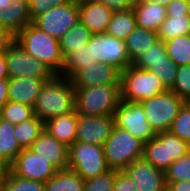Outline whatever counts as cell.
<instances>
[{
    "mask_svg": "<svg viewBox=\"0 0 190 191\" xmlns=\"http://www.w3.org/2000/svg\"><path fill=\"white\" fill-rule=\"evenodd\" d=\"M123 171L133 182L136 191H167L165 172L144 157L133 161Z\"/></svg>",
    "mask_w": 190,
    "mask_h": 191,
    "instance_id": "cell-14",
    "label": "cell"
},
{
    "mask_svg": "<svg viewBox=\"0 0 190 191\" xmlns=\"http://www.w3.org/2000/svg\"><path fill=\"white\" fill-rule=\"evenodd\" d=\"M91 35L92 33L81 22L75 24L58 40L64 59L73 51L86 46Z\"/></svg>",
    "mask_w": 190,
    "mask_h": 191,
    "instance_id": "cell-26",
    "label": "cell"
},
{
    "mask_svg": "<svg viewBox=\"0 0 190 191\" xmlns=\"http://www.w3.org/2000/svg\"><path fill=\"white\" fill-rule=\"evenodd\" d=\"M178 66L170 58L166 57L158 63L151 64L149 71L155 73L162 81V84L167 90H171L175 82Z\"/></svg>",
    "mask_w": 190,
    "mask_h": 191,
    "instance_id": "cell-35",
    "label": "cell"
},
{
    "mask_svg": "<svg viewBox=\"0 0 190 191\" xmlns=\"http://www.w3.org/2000/svg\"><path fill=\"white\" fill-rule=\"evenodd\" d=\"M79 20V5L65 3L61 6L51 7L46 13L37 16L32 23L59 40Z\"/></svg>",
    "mask_w": 190,
    "mask_h": 191,
    "instance_id": "cell-12",
    "label": "cell"
},
{
    "mask_svg": "<svg viewBox=\"0 0 190 191\" xmlns=\"http://www.w3.org/2000/svg\"><path fill=\"white\" fill-rule=\"evenodd\" d=\"M137 27L133 8L114 12L106 33L116 38L126 39Z\"/></svg>",
    "mask_w": 190,
    "mask_h": 191,
    "instance_id": "cell-27",
    "label": "cell"
},
{
    "mask_svg": "<svg viewBox=\"0 0 190 191\" xmlns=\"http://www.w3.org/2000/svg\"><path fill=\"white\" fill-rule=\"evenodd\" d=\"M114 127L113 115L85 116L78 114L76 141L103 146Z\"/></svg>",
    "mask_w": 190,
    "mask_h": 191,
    "instance_id": "cell-15",
    "label": "cell"
},
{
    "mask_svg": "<svg viewBox=\"0 0 190 191\" xmlns=\"http://www.w3.org/2000/svg\"><path fill=\"white\" fill-rule=\"evenodd\" d=\"M0 79H9L8 72H7L5 53L0 54Z\"/></svg>",
    "mask_w": 190,
    "mask_h": 191,
    "instance_id": "cell-47",
    "label": "cell"
},
{
    "mask_svg": "<svg viewBox=\"0 0 190 191\" xmlns=\"http://www.w3.org/2000/svg\"><path fill=\"white\" fill-rule=\"evenodd\" d=\"M78 113L72 111L65 115L55 116L44 122V130L60 143L70 147L76 141Z\"/></svg>",
    "mask_w": 190,
    "mask_h": 191,
    "instance_id": "cell-22",
    "label": "cell"
},
{
    "mask_svg": "<svg viewBox=\"0 0 190 191\" xmlns=\"http://www.w3.org/2000/svg\"><path fill=\"white\" fill-rule=\"evenodd\" d=\"M166 183L190 180V151L165 171Z\"/></svg>",
    "mask_w": 190,
    "mask_h": 191,
    "instance_id": "cell-37",
    "label": "cell"
},
{
    "mask_svg": "<svg viewBox=\"0 0 190 191\" xmlns=\"http://www.w3.org/2000/svg\"><path fill=\"white\" fill-rule=\"evenodd\" d=\"M87 45L90 48L91 59H95L96 62L111 65L120 72L132 65L124 39L106 32L92 34Z\"/></svg>",
    "mask_w": 190,
    "mask_h": 191,
    "instance_id": "cell-9",
    "label": "cell"
},
{
    "mask_svg": "<svg viewBox=\"0 0 190 191\" xmlns=\"http://www.w3.org/2000/svg\"><path fill=\"white\" fill-rule=\"evenodd\" d=\"M167 15L188 16L189 0H172L167 6Z\"/></svg>",
    "mask_w": 190,
    "mask_h": 191,
    "instance_id": "cell-42",
    "label": "cell"
},
{
    "mask_svg": "<svg viewBox=\"0 0 190 191\" xmlns=\"http://www.w3.org/2000/svg\"><path fill=\"white\" fill-rule=\"evenodd\" d=\"M65 0H28L32 21L39 15L46 13L51 7L64 5Z\"/></svg>",
    "mask_w": 190,
    "mask_h": 191,
    "instance_id": "cell-40",
    "label": "cell"
},
{
    "mask_svg": "<svg viewBox=\"0 0 190 191\" xmlns=\"http://www.w3.org/2000/svg\"><path fill=\"white\" fill-rule=\"evenodd\" d=\"M115 170L110 169L99 176L84 180V191H113Z\"/></svg>",
    "mask_w": 190,
    "mask_h": 191,
    "instance_id": "cell-39",
    "label": "cell"
},
{
    "mask_svg": "<svg viewBox=\"0 0 190 191\" xmlns=\"http://www.w3.org/2000/svg\"><path fill=\"white\" fill-rule=\"evenodd\" d=\"M45 191H84V179L71 169L59 170L45 183Z\"/></svg>",
    "mask_w": 190,
    "mask_h": 191,
    "instance_id": "cell-25",
    "label": "cell"
},
{
    "mask_svg": "<svg viewBox=\"0 0 190 191\" xmlns=\"http://www.w3.org/2000/svg\"><path fill=\"white\" fill-rule=\"evenodd\" d=\"M0 191H45V183L16 176L8 168L0 184Z\"/></svg>",
    "mask_w": 190,
    "mask_h": 191,
    "instance_id": "cell-31",
    "label": "cell"
},
{
    "mask_svg": "<svg viewBox=\"0 0 190 191\" xmlns=\"http://www.w3.org/2000/svg\"><path fill=\"white\" fill-rule=\"evenodd\" d=\"M121 100L143 102L167 91L153 72L129 65L121 72Z\"/></svg>",
    "mask_w": 190,
    "mask_h": 191,
    "instance_id": "cell-4",
    "label": "cell"
},
{
    "mask_svg": "<svg viewBox=\"0 0 190 191\" xmlns=\"http://www.w3.org/2000/svg\"><path fill=\"white\" fill-rule=\"evenodd\" d=\"M69 79L73 87L120 85L121 72L111 65L96 62L77 70Z\"/></svg>",
    "mask_w": 190,
    "mask_h": 191,
    "instance_id": "cell-16",
    "label": "cell"
},
{
    "mask_svg": "<svg viewBox=\"0 0 190 191\" xmlns=\"http://www.w3.org/2000/svg\"><path fill=\"white\" fill-rule=\"evenodd\" d=\"M113 11L95 0L79 5V22L92 34L105 33Z\"/></svg>",
    "mask_w": 190,
    "mask_h": 191,
    "instance_id": "cell-19",
    "label": "cell"
},
{
    "mask_svg": "<svg viewBox=\"0 0 190 191\" xmlns=\"http://www.w3.org/2000/svg\"><path fill=\"white\" fill-rule=\"evenodd\" d=\"M52 78L16 77L8 79V99L29 106H34L37 96L46 81Z\"/></svg>",
    "mask_w": 190,
    "mask_h": 191,
    "instance_id": "cell-18",
    "label": "cell"
},
{
    "mask_svg": "<svg viewBox=\"0 0 190 191\" xmlns=\"http://www.w3.org/2000/svg\"><path fill=\"white\" fill-rule=\"evenodd\" d=\"M103 148L108 167L123 171L133 161L143 158L144 142L115 126Z\"/></svg>",
    "mask_w": 190,
    "mask_h": 191,
    "instance_id": "cell-5",
    "label": "cell"
},
{
    "mask_svg": "<svg viewBox=\"0 0 190 191\" xmlns=\"http://www.w3.org/2000/svg\"><path fill=\"white\" fill-rule=\"evenodd\" d=\"M168 131L190 145V102L183 105Z\"/></svg>",
    "mask_w": 190,
    "mask_h": 191,
    "instance_id": "cell-36",
    "label": "cell"
},
{
    "mask_svg": "<svg viewBox=\"0 0 190 191\" xmlns=\"http://www.w3.org/2000/svg\"><path fill=\"white\" fill-rule=\"evenodd\" d=\"M188 16L190 18V0H189V12H188Z\"/></svg>",
    "mask_w": 190,
    "mask_h": 191,
    "instance_id": "cell-52",
    "label": "cell"
},
{
    "mask_svg": "<svg viewBox=\"0 0 190 191\" xmlns=\"http://www.w3.org/2000/svg\"><path fill=\"white\" fill-rule=\"evenodd\" d=\"M171 91L186 102H190V64L178 66Z\"/></svg>",
    "mask_w": 190,
    "mask_h": 191,
    "instance_id": "cell-38",
    "label": "cell"
},
{
    "mask_svg": "<svg viewBox=\"0 0 190 191\" xmlns=\"http://www.w3.org/2000/svg\"><path fill=\"white\" fill-rule=\"evenodd\" d=\"M8 90V79H0V111L2 107L9 101Z\"/></svg>",
    "mask_w": 190,
    "mask_h": 191,
    "instance_id": "cell-45",
    "label": "cell"
},
{
    "mask_svg": "<svg viewBox=\"0 0 190 191\" xmlns=\"http://www.w3.org/2000/svg\"><path fill=\"white\" fill-rule=\"evenodd\" d=\"M166 57L167 54L164 42L159 39L150 47V49L138 56L132 62V65L138 69L148 70L151 67V64L158 63L159 61L164 60Z\"/></svg>",
    "mask_w": 190,
    "mask_h": 191,
    "instance_id": "cell-34",
    "label": "cell"
},
{
    "mask_svg": "<svg viewBox=\"0 0 190 191\" xmlns=\"http://www.w3.org/2000/svg\"><path fill=\"white\" fill-rule=\"evenodd\" d=\"M67 168L77 172L84 180L110 170L103 146L79 141L69 147Z\"/></svg>",
    "mask_w": 190,
    "mask_h": 191,
    "instance_id": "cell-7",
    "label": "cell"
},
{
    "mask_svg": "<svg viewBox=\"0 0 190 191\" xmlns=\"http://www.w3.org/2000/svg\"><path fill=\"white\" fill-rule=\"evenodd\" d=\"M34 116L33 107L19 102L8 101L0 111V117L17 125Z\"/></svg>",
    "mask_w": 190,
    "mask_h": 191,
    "instance_id": "cell-33",
    "label": "cell"
},
{
    "mask_svg": "<svg viewBox=\"0 0 190 191\" xmlns=\"http://www.w3.org/2000/svg\"><path fill=\"white\" fill-rule=\"evenodd\" d=\"M163 42L179 36L190 35V18L182 15H167L157 31Z\"/></svg>",
    "mask_w": 190,
    "mask_h": 191,
    "instance_id": "cell-29",
    "label": "cell"
},
{
    "mask_svg": "<svg viewBox=\"0 0 190 191\" xmlns=\"http://www.w3.org/2000/svg\"><path fill=\"white\" fill-rule=\"evenodd\" d=\"M133 11L138 27L155 32L167 17L166 6L152 0H134Z\"/></svg>",
    "mask_w": 190,
    "mask_h": 191,
    "instance_id": "cell-21",
    "label": "cell"
},
{
    "mask_svg": "<svg viewBox=\"0 0 190 191\" xmlns=\"http://www.w3.org/2000/svg\"><path fill=\"white\" fill-rule=\"evenodd\" d=\"M11 2V0H0V10L3 8V7H6L7 5H9Z\"/></svg>",
    "mask_w": 190,
    "mask_h": 191,
    "instance_id": "cell-50",
    "label": "cell"
},
{
    "mask_svg": "<svg viewBox=\"0 0 190 191\" xmlns=\"http://www.w3.org/2000/svg\"><path fill=\"white\" fill-rule=\"evenodd\" d=\"M113 117L116 127L127 130L144 143L156 136V133L147 122L140 102L121 100L113 113Z\"/></svg>",
    "mask_w": 190,
    "mask_h": 191,
    "instance_id": "cell-11",
    "label": "cell"
},
{
    "mask_svg": "<svg viewBox=\"0 0 190 191\" xmlns=\"http://www.w3.org/2000/svg\"><path fill=\"white\" fill-rule=\"evenodd\" d=\"M7 170L8 166L0 159V184L3 181Z\"/></svg>",
    "mask_w": 190,
    "mask_h": 191,
    "instance_id": "cell-48",
    "label": "cell"
},
{
    "mask_svg": "<svg viewBox=\"0 0 190 191\" xmlns=\"http://www.w3.org/2000/svg\"><path fill=\"white\" fill-rule=\"evenodd\" d=\"M32 23L28 0H11L0 10V26L16 36L24 27Z\"/></svg>",
    "mask_w": 190,
    "mask_h": 191,
    "instance_id": "cell-20",
    "label": "cell"
},
{
    "mask_svg": "<svg viewBox=\"0 0 190 191\" xmlns=\"http://www.w3.org/2000/svg\"><path fill=\"white\" fill-rule=\"evenodd\" d=\"M15 125L0 117V159L9 167L23 150L14 136Z\"/></svg>",
    "mask_w": 190,
    "mask_h": 191,
    "instance_id": "cell-24",
    "label": "cell"
},
{
    "mask_svg": "<svg viewBox=\"0 0 190 191\" xmlns=\"http://www.w3.org/2000/svg\"><path fill=\"white\" fill-rule=\"evenodd\" d=\"M167 191H190V180L167 183Z\"/></svg>",
    "mask_w": 190,
    "mask_h": 191,
    "instance_id": "cell-46",
    "label": "cell"
},
{
    "mask_svg": "<svg viewBox=\"0 0 190 191\" xmlns=\"http://www.w3.org/2000/svg\"><path fill=\"white\" fill-rule=\"evenodd\" d=\"M75 110L80 115H113L121 101L120 85L74 87Z\"/></svg>",
    "mask_w": 190,
    "mask_h": 191,
    "instance_id": "cell-3",
    "label": "cell"
},
{
    "mask_svg": "<svg viewBox=\"0 0 190 191\" xmlns=\"http://www.w3.org/2000/svg\"><path fill=\"white\" fill-rule=\"evenodd\" d=\"M190 151V145L169 131L156 133L144 143L143 157L157 169L165 172L168 167Z\"/></svg>",
    "mask_w": 190,
    "mask_h": 191,
    "instance_id": "cell-6",
    "label": "cell"
},
{
    "mask_svg": "<svg viewBox=\"0 0 190 191\" xmlns=\"http://www.w3.org/2000/svg\"><path fill=\"white\" fill-rule=\"evenodd\" d=\"M159 40L155 31L136 27L124 40L131 63Z\"/></svg>",
    "mask_w": 190,
    "mask_h": 191,
    "instance_id": "cell-23",
    "label": "cell"
},
{
    "mask_svg": "<svg viewBox=\"0 0 190 191\" xmlns=\"http://www.w3.org/2000/svg\"><path fill=\"white\" fill-rule=\"evenodd\" d=\"M166 54L177 66L190 64V35L179 36L164 42Z\"/></svg>",
    "mask_w": 190,
    "mask_h": 191,
    "instance_id": "cell-30",
    "label": "cell"
},
{
    "mask_svg": "<svg viewBox=\"0 0 190 191\" xmlns=\"http://www.w3.org/2000/svg\"><path fill=\"white\" fill-rule=\"evenodd\" d=\"M15 41V36L0 26V54H4Z\"/></svg>",
    "mask_w": 190,
    "mask_h": 191,
    "instance_id": "cell-44",
    "label": "cell"
},
{
    "mask_svg": "<svg viewBox=\"0 0 190 191\" xmlns=\"http://www.w3.org/2000/svg\"><path fill=\"white\" fill-rule=\"evenodd\" d=\"M113 191H136V189L124 171L115 170V185Z\"/></svg>",
    "mask_w": 190,
    "mask_h": 191,
    "instance_id": "cell-41",
    "label": "cell"
},
{
    "mask_svg": "<svg viewBox=\"0 0 190 191\" xmlns=\"http://www.w3.org/2000/svg\"><path fill=\"white\" fill-rule=\"evenodd\" d=\"M65 1L66 3H69V4L81 5V4H85L89 0H65Z\"/></svg>",
    "mask_w": 190,
    "mask_h": 191,
    "instance_id": "cell-49",
    "label": "cell"
},
{
    "mask_svg": "<svg viewBox=\"0 0 190 191\" xmlns=\"http://www.w3.org/2000/svg\"><path fill=\"white\" fill-rule=\"evenodd\" d=\"M102 3L113 12L125 11L133 8L134 0H95Z\"/></svg>",
    "mask_w": 190,
    "mask_h": 191,
    "instance_id": "cell-43",
    "label": "cell"
},
{
    "mask_svg": "<svg viewBox=\"0 0 190 191\" xmlns=\"http://www.w3.org/2000/svg\"><path fill=\"white\" fill-rule=\"evenodd\" d=\"M44 131V122L37 116L15 125L14 136L22 149H29Z\"/></svg>",
    "mask_w": 190,
    "mask_h": 191,
    "instance_id": "cell-28",
    "label": "cell"
},
{
    "mask_svg": "<svg viewBox=\"0 0 190 191\" xmlns=\"http://www.w3.org/2000/svg\"><path fill=\"white\" fill-rule=\"evenodd\" d=\"M29 149L35 154L47 159L58 170H63L68 167L69 147L60 143L45 130Z\"/></svg>",
    "mask_w": 190,
    "mask_h": 191,
    "instance_id": "cell-17",
    "label": "cell"
},
{
    "mask_svg": "<svg viewBox=\"0 0 190 191\" xmlns=\"http://www.w3.org/2000/svg\"><path fill=\"white\" fill-rule=\"evenodd\" d=\"M140 103L146 115L147 122L155 133H159L170 129L172 122L186 101L177 96L173 91L167 90Z\"/></svg>",
    "mask_w": 190,
    "mask_h": 191,
    "instance_id": "cell-8",
    "label": "cell"
},
{
    "mask_svg": "<svg viewBox=\"0 0 190 191\" xmlns=\"http://www.w3.org/2000/svg\"><path fill=\"white\" fill-rule=\"evenodd\" d=\"M15 41L32 57L46 64L56 75L61 74L64 57L58 39L30 23L15 36Z\"/></svg>",
    "mask_w": 190,
    "mask_h": 191,
    "instance_id": "cell-2",
    "label": "cell"
},
{
    "mask_svg": "<svg viewBox=\"0 0 190 191\" xmlns=\"http://www.w3.org/2000/svg\"><path fill=\"white\" fill-rule=\"evenodd\" d=\"M96 63L91 59L90 48L88 45L83 46L80 50H75L64 59L63 70L60 76L70 78L77 70L82 69L85 65Z\"/></svg>",
    "mask_w": 190,
    "mask_h": 191,
    "instance_id": "cell-32",
    "label": "cell"
},
{
    "mask_svg": "<svg viewBox=\"0 0 190 191\" xmlns=\"http://www.w3.org/2000/svg\"><path fill=\"white\" fill-rule=\"evenodd\" d=\"M33 111L43 122L75 111V89L70 79L55 75L46 81L37 96Z\"/></svg>",
    "mask_w": 190,
    "mask_h": 191,
    "instance_id": "cell-1",
    "label": "cell"
},
{
    "mask_svg": "<svg viewBox=\"0 0 190 191\" xmlns=\"http://www.w3.org/2000/svg\"><path fill=\"white\" fill-rule=\"evenodd\" d=\"M8 168L16 176L43 183L48 182L59 171L31 149H23Z\"/></svg>",
    "mask_w": 190,
    "mask_h": 191,
    "instance_id": "cell-13",
    "label": "cell"
},
{
    "mask_svg": "<svg viewBox=\"0 0 190 191\" xmlns=\"http://www.w3.org/2000/svg\"><path fill=\"white\" fill-rule=\"evenodd\" d=\"M152 1H156L157 3L167 6L172 0H152Z\"/></svg>",
    "mask_w": 190,
    "mask_h": 191,
    "instance_id": "cell-51",
    "label": "cell"
},
{
    "mask_svg": "<svg viewBox=\"0 0 190 191\" xmlns=\"http://www.w3.org/2000/svg\"><path fill=\"white\" fill-rule=\"evenodd\" d=\"M5 59L9 78H53L56 75L46 64L28 54L16 41L8 47Z\"/></svg>",
    "mask_w": 190,
    "mask_h": 191,
    "instance_id": "cell-10",
    "label": "cell"
}]
</instances>
